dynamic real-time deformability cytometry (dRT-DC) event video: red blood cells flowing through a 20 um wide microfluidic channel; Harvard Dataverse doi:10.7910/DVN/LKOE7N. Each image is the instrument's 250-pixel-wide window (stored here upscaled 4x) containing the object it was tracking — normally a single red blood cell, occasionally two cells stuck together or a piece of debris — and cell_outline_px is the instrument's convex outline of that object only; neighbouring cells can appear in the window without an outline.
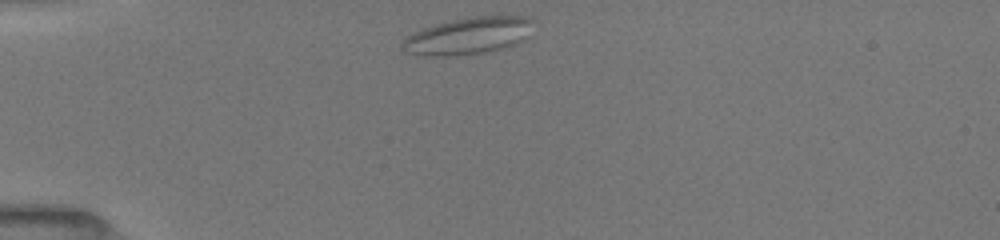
{"species": "common noctule bat (a hibernating species)", "species_latin": "Nyctalus noctula", "temperature_condition": "room temperature", "stored_images_in_passage": 40, "camera_frame_rate_fps": 3000, "um_per_image_px": 0.085, "animal": {"sex": "female", "body_mass_g": 19.5, "forearm_length_mm": 54.1}, "frame": {"image": 1, "passage_image": 1, "time_ms": 0.0, "image_size_px": [1000, 240], "cell_outline_px": [[532, 20], [520, 40], [516, 44], [492, 52], [448, 56], [420, 56], [408, 52], [400, 44], [408, 36], [424, 28], [436, 24], [452, 20], [476, 16], [520, 16]], "centroid_in_image_um": [39.72, 3.07], "position_along_channel_um": 45.3, "area_um2": 27.51}}
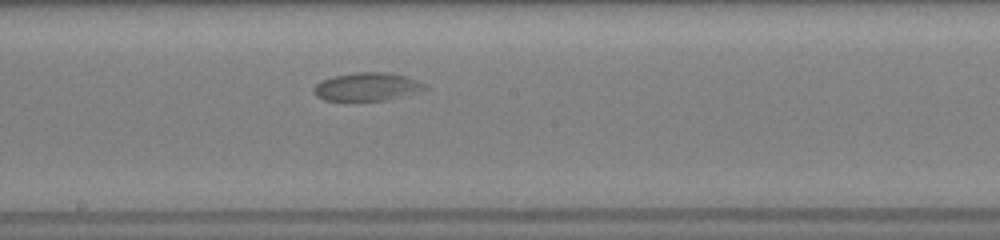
{"frame": {"image": 2, "passage_image": 17, "time_ms": 5.333, "image_size_px": [1000, 240], "cell_outline_px": [[428, 88], [384, 100], [324, 100], [316, 96], [312, 92], [312, 88], [320, 80], [332, 76], [356, 72], [388, 72], [404, 76], [416, 80], [424, 84]], "centroid_in_image_um": [31.09, 7.36], "position_along_channel_um": 217.1, "area_um2": 17.98}}
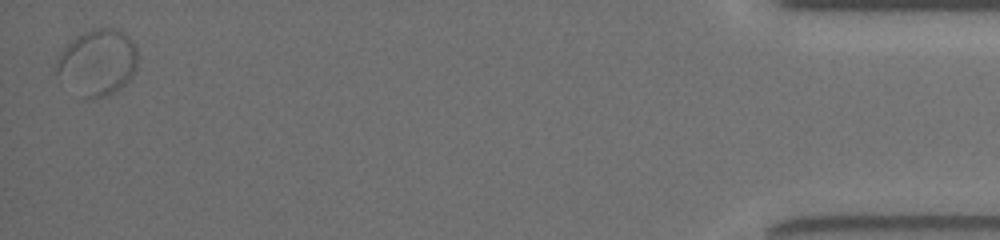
{"frame": {"image": 3, "passage_image": 40, "time_ms": 13.0, "image_size_px": [1000, 240], "cell_outline_px": [[136, 68], [132, 76], [120, 88], [108, 96], [92, 100], [80, 96], [56, 76], [56, 60], [60, 52], [76, 36], [92, 28], [120, 28], [132, 40], [136, 48]], "centroid_in_image_um": [8.27, 5.31], "position_along_channel_um": 426.9, "area_um2": 31.62}}